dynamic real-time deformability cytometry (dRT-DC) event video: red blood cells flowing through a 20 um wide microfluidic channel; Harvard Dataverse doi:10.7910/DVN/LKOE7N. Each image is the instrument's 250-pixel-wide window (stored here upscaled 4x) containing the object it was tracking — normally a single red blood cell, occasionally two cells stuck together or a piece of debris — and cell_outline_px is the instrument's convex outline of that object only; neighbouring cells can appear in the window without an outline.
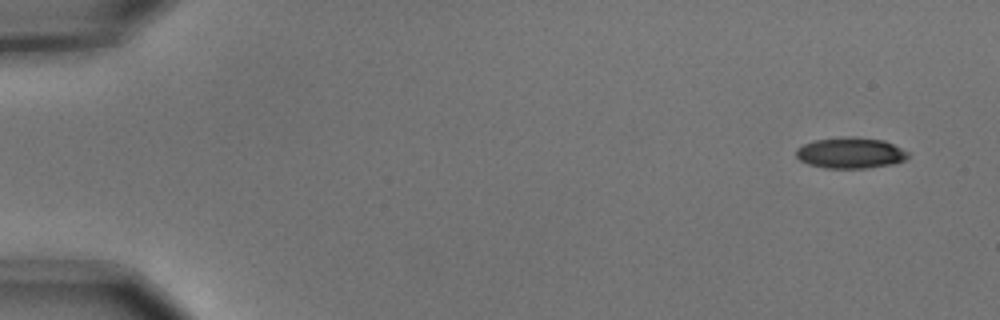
{"species": "common noctule bat (a hibernating species)", "species_latin": "Nyctalus noctula", "temperature_condition": "cold", "stored_images_in_passage": 5, "camera_frame_rate_fps": 3000, "um_per_image_px": 0.085, "animal": {"sex": "male", "body_mass_g": 15.6}, "frame": {"image": 1, "passage_image": 1, "time_ms": 0.0, "image_size_px": [1000, 320], "cell_outline_px": [[912, 156], [896, 164], [868, 168], [824, 168], [808, 164], [800, 160], [796, 156], [796, 148], [804, 144], [816, 140], [852, 136], [884, 140], [908, 152]], "centroid_in_image_um": [72.32, 13.01], "position_along_channel_um": 12.7, "area_um2": 20.29}}
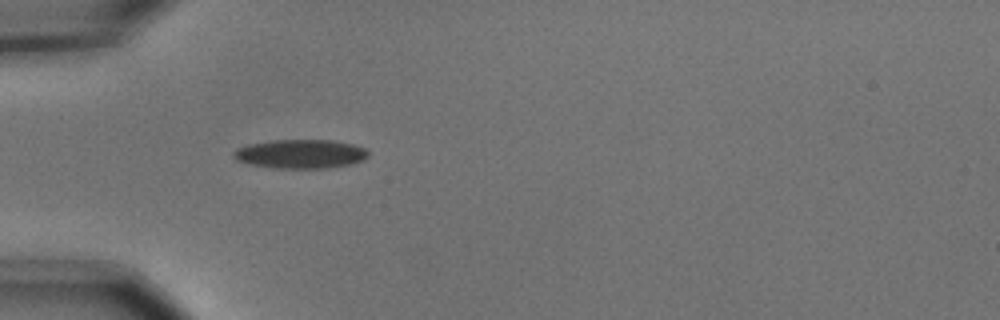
{"frame": {"image": 2, "passage_image": 5, "time_ms": 1.333, "image_size_px": [1000, 320], "cell_outline_px": [[368, 156], [364, 160], [352, 164], [328, 168], [276, 168], [252, 164], [236, 160], [232, 156], [232, 152], [236, 148], [248, 144], [272, 140], [332, 140], [352, 144], [364, 148], [368, 152]], "centroid_in_image_um": [25.54, 13.08], "position_along_channel_um": 59.5, "area_um2": 22.77}}